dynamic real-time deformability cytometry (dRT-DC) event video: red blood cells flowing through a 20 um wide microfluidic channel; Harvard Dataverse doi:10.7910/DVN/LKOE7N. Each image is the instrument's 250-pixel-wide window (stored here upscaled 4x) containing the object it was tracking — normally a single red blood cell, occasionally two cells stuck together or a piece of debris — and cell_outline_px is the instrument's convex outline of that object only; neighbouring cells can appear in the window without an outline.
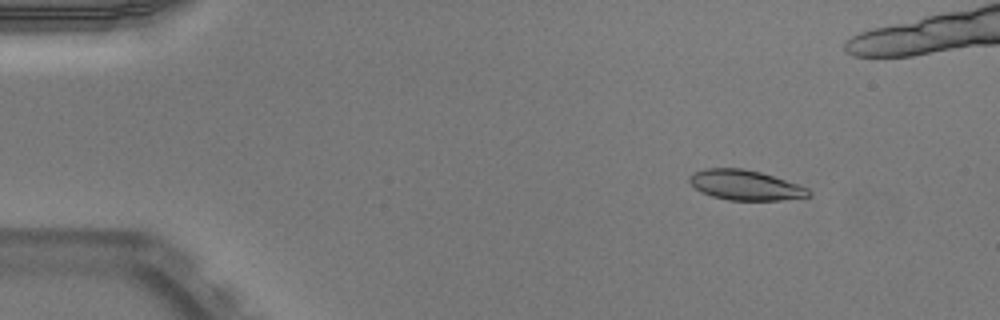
{"species": "Egyptian fruit bat (a non-hibernating species)", "species_latin": "Rousettus aegyptiacus", "temperature_condition": "warm", "stored_images_in_passage": 51, "camera_frame_rate_fps": 3000, "um_per_image_px": 0.085, "animal": {"sex": "male"}, "frame": {"image": 1, "passage_image": 6, "time_ms": 1.667, "image_size_px": [1000, 320], "cell_outline_px": [[812, 196], [780, 200], [728, 200], [712, 196], [700, 192], [688, 180], [688, 176], [692, 172], [704, 168], [744, 168], [760, 172], [808, 188], [812, 192]], "centroid_in_image_um": [63.31, 15.73], "position_along_channel_um": 21.7, "area_um2": 20.87}}
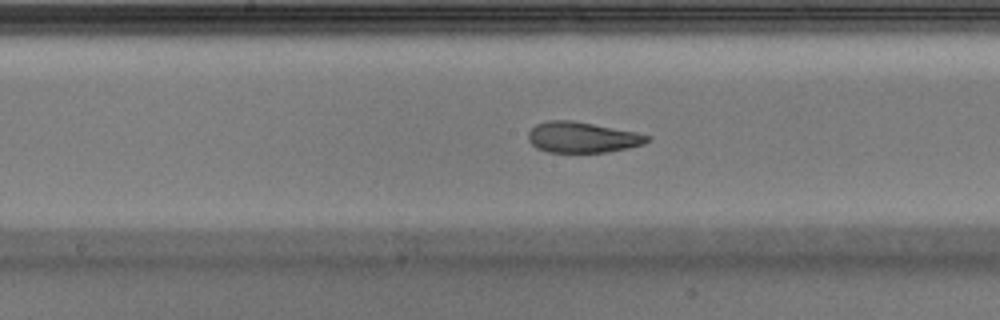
{"frame": {"image": 2, "passage_image": 26, "time_ms": 8.333, "image_size_px": [1000, 320], "cell_outline_px": [[652, 140], [644, 144], [628, 148], [604, 152], [548, 152], [536, 148], [528, 140], [528, 132], [536, 124], [548, 120], [572, 120], [636, 132], [652, 136]], "centroid_in_image_um": [49.51, 11.67], "position_along_channel_um": 198.7, "area_um2": 21.39}}
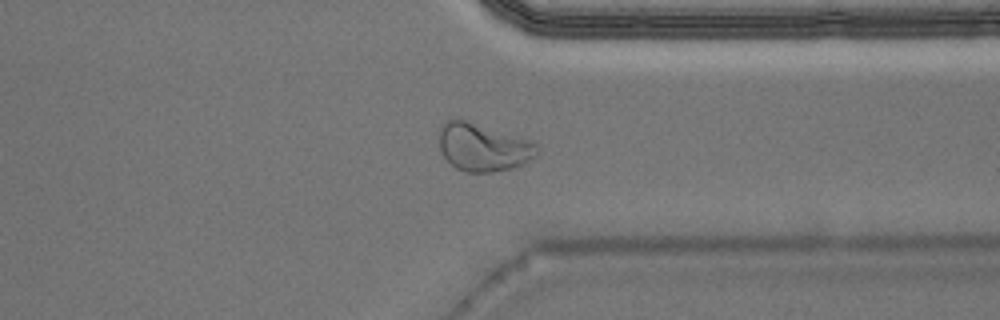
{"frame": {"image": 3, "passage_image": 39, "time_ms": 12.667, "image_size_px": [1000, 320], "cell_outline_px": [[540, 152], [536, 156], [524, 164], [512, 168], [488, 172], [464, 172], [456, 168], [440, 152], [440, 128], [448, 120], [456, 116], [532, 140], [540, 148]], "centroid_in_image_um": [41.09, 12.49], "position_along_channel_um": 370.3, "area_um2": 27.74}, "authors_computed_cell_mechanics": {"area_um2": 22.1952, "velocity_mm_per_s": 3.9807, "shape_relaxation_time_tau1_ms": 5.61, "shape_relaxation_time_tau2_ms": 1.3106, "deformation_change_tau1": 0.1922, "deformation_change_tau2": 0.0776}}